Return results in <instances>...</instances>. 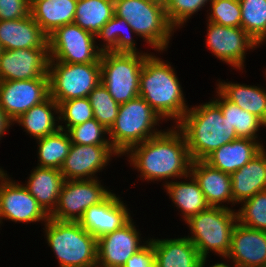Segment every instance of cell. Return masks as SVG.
I'll return each instance as SVG.
<instances>
[{"label": "cell", "instance_id": "obj_1", "mask_svg": "<svg viewBox=\"0 0 266 267\" xmlns=\"http://www.w3.org/2000/svg\"><path fill=\"white\" fill-rule=\"evenodd\" d=\"M163 131L150 139L131 147L129 161L147 180H162L190 175V158L186 139L181 130ZM180 131V132H179Z\"/></svg>", "mask_w": 266, "mask_h": 267}, {"label": "cell", "instance_id": "obj_2", "mask_svg": "<svg viewBox=\"0 0 266 267\" xmlns=\"http://www.w3.org/2000/svg\"><path fill=\"white\" fill-rule=\"evenodd\" d=\"M176 126L185 136L192 161L204 160L222 145L238 139L235 127L213 100L189 108Z\"/></svg>", "mask_w": 266, "mask_h": 267}, {"label": "cell", "instance_id": "obj_3", "mask_svg": "<svg viewBox=\"0 0 266 267\" xmlns=\"http://www.w3.org/2000/svg\"><path fill=\"white\" fill-rule=\"evenodd\" d=\"M139 96L163 119L173 118L176 123L189 109L171 65L152 54L145 58L141 68Z\"/></svg>", "mask_w": 266, "mask_h": 267}, {"label": "cell", "instance_id": "obj_4", "mask_svg": "<svg viewBox=\"0 0 266 267\" xmlns=\"http://www.w3.org/2000/svg\"><path fill=\"white\" fill-rule=\"evenodd\" d=\"M48 245L60 267H90L97 264V239L78 221L49 218L45 222Z\"/></svg>", "mask_w": 266, "mask_h": 267}, {"label": "cell", "instance_id": "obj_5", "mask_svg": "<svg viewBox=\"0 0 266 267\" xmlns=\"http://www.w3.org/2000/svg\"><path fill=\"white\" fill-rule=\"evenodd\" d=\"M160 119L162 117L140 96L121 104L118 116L108 130L112 148L118 155H124L131 147L161 133L162 130L154 128Z\"/></svg>", "mask_w": 266, "mask_h": 267}, {"label": "cell", "instance_id": "obj_6", "mask_svg": "<svg viewBox=\"0 0 266 267\" xmlns=\"http://www.w3.org/2000/svg\"><path fill=\"white\" fill-rule=\"evenodd\" d=\"M117 17L125 19L136 35L157 51L167 48L174 28L164 4L156 0H114Z\"/></svg>", "mask_w": 266, "mask_h": 267}, {"label": "cell", "instance_id": "obj_7", "mask_svg": "<svg viewBox=\"0 0 266 267\" xmlns=\"http://www.w3.org/2000/svg\"><path fill=\"white\" fill-rule=\"evenodd\" d=\"M193 234L187 238L193 243L201 257H208L209 250L226 257L231 246V236L237 223V213L231 208L209 206L188 218Z\"/></svg>", "mask_w": 266, "mask_h": 267}, {"label": "cell", "instance_id": "obj_8", "mask_svg": "<svg viewBox=\"0 0 266 267\" xmlns=\"http://www.w3.org/2000/svg\"><path fill=\"white\" fill-rule=\"evenodd\" d=\"M149 55L116 52L101 54V82L119 105L139 96L141 68Z\"/></svg>", "mask_w": 266, "mask_h": 267}, {"label": "cell", "instance_id": "obj_9", "mask_svg": "<svg viewBox=\"0 0 266 267\" xmlns=\"http://www.w3.org/2000/svg\"><path fill=\"white\" fill-rule=\"evenodd\" d=\"M50 96L60 104L75 98L88 97L101 82L100 63L71 64L49 61Z\"/></svg>", "mask_w": 266, "mask_h": 267}, {"label": "cell", "instance_id": "obj_10", "mask_svg": "<svg viewBox=\"0 0 266 267\" xmlns=\"http://www.w3.org/2000/svg\"><path fill=\"white\" fill-rule=\"evenodd\" d=\"M96 36L70 23L57 28L48 36L50 60L87 64L100 63L102 52L95 44Z\"/></svg>", "mask_w": 266, "mask_h": 267}, {"label": "cell", "instance_id": "obj_11", "mask_svg": "<svg viewBox=\"0 0 266 267\" xmlns=\"http://www.w3.org/2000/svg\"><path fill=\"white\" fill-rule=\"evenodd\" d=\"M112 192L99 180H65L57 207L50 218L60 221H79L90 206L103 202Z\"/></svg>", "mask_w": 266, "mask_h": 267}, {"label": "cell", "instance_id": "obj_12", "mask_svg": "<svg viewBox=\"0 0 266 267\" xmlns=\"http://www.w3.org/2000/svg\"><path fill=\"white\" fill-rule=\"evenodd\" d=\"M0 223L4 218L14 222H36L49 220L37 200L22 184L13 182L2 169L0 170Z\"/></svg>", "mask_w": 266, "mask_h": 267}, {"label": "cell", "instance_id": "obj_13", "mask_svg": "<svg viewBox=\"0 0 266 267\" xmlns=\"http://www.w3.org/2000/svg\"><path fill=\"white\" fill-rule=\"evenodd\" d=\"M49 96V77L0 81V107L12 123Z\"/></svg>", "mask_w": 266, "mask_h": 267}, {"label": "cell", "instance_id": "obj_14", "mask_svg": "<svg viewBox=\"0 0 266 267\" xmlns=\"http://www.w3.org/2000/svg\"><path fill=\"white\" fill-rule=\"evenodd\" d=\"M208 24L206 45L220 60L241 69L245 51L258 46L255 40L240 27H226L213 22Z\"/></svg>", "mask_w": 266, "mask_h": 267}, {"label": "cell", "instance_id": "obj_15", "mask_svg": "<svg viewBox=\"0 0 266 267\" xmlns=\"http://www.w3.org/2000/svg\"><path fill=\"white\" fill-rule=\"evenodd\" d=\"M49 48L3 50L0 55V81L49 77Z\"/></svg>", "mask_w": 266, "mask_h": 267}, {"label": "cell", "instance_id": "obj_16", "mask_svg": "<svg viewBox=\"0 0 266 267\" xmlns=\"http://www.w3.org/2000/svg\"><path fill=\"white\" fill-rule=\"evenodd\" d=\"M132 218L121 228L97 239V264L101 267H123L144 245Z\"/></svg>", "mask_w": 266, "mask_h": 267}, {"label": "cell", "instance_id": "obj_17", "mask_svg": "<svg viewBox=\"0 0 266 267\" xmlns=\"http://www.w3.org/2000/svg\"><path fill=\"white\" fill-rule=\"evenodd\" d=\"M112 154L119 156L111 145L71 144L60 172L65 180L95 179L93 176L108 164Z\"/></svg>", "mask_w": 266, "mask_h": 267}, {"label": "cell", "instance_id": "obj_18", "mask_svg": "<svg viewBox=\"0 0 266 267\" xmlns=\"http://www.w3.org/2000/svg\"><path fill=\"white\" fill-rule=\"evenodd\" d=\"M131 219L123 201L111 193L103 202L84 211L78 223L96 239L111 233Z\"/></svg>", "mask_w": 266, "mask_h": 267}, {"label": "cell", "instance_id": "obj_19", "mask_svg": "<svg viewBox=\"0 0 266 267\" xmlns=\"http://www.w3.org/2000/svg\"><path fill=\"white\" fill-rule=\"evenodd\" d=\"M225 258L233 260L234 267H266V231L237 222Z\"/></svg>", "mask_w": 266, "mask_h": 267}, {"label": "cell", "instance_id": "obj_20", "mask_svg": "<svg viewBox=\"0 0 266 267\" xmlns=\"http://www.w3.org/2000/svg\"><path fill=\"white\" fill-rule=\"evenodd\" d=\"M0 44L3 50L49 48L48 36L31 14L11 21L0 20Z\"/></svg>", "mask_w": 266, "mask_h": 267}, {"label": "cell", "instance_id": "obj_21", "mask_svg": "<svg viewBox=\"0 0 266 267\" xmlns=\"http://www.w3.org/2000/svg\"><path fill=\"white\" fill-rule=\"evenodd\" d=\"M190 175L198 182L209 206L221 207L226 201L233 204L230 174L197 160L191 163Z\"/></svg>", "mask_w": 266, "mask_h": 267}, {"label": "cell", "instance_id": "obj_22", "mask_svg": "<svg viewBox=\"0 0 266 267\" xmlns=\"http://www.w3.org/2000/svg\"><path fill=\"white\" fill-rule=\"evenodd\" d=\"M264 149L257 140L238 138L210 153L204 161L224 173L232 174L242 168Z\"/></svg>", "mask_w": 266, "mask_h": 267}, {"label": "cell", "instance_id": "obj_23", "mask_svg": "<svg viewBox=\"0 0 266 267\" xmlns=\"http://www.w3.org/2000/svg\"><path fill=\"white\" fill-rule=\"evenodd\" d=\"M233 204L266 190V152L263 149L242 168L231 174Z\"/></svg>", "mask_w": 266, "mask_h": 267}, {"label": "cell", "instance_id": "obj_24", "mask_svg": "<svg viewBox=\"0 0 266 267\" xmlns=\"http://www.w3.org/2000/svg\"><path fill=\"white\" fill-rule=\"evenodd\" d=\"M157 267H199L201 256L185 236L177 239H151Z\"/></svg>", "mask_w": 266, "mask_h": 267}, {"label": "cell", "instance_id": "obj_25", "mask_svg": "<svg viewBox=\"0 0 266 267\" xmlns=\"http://www.w3.org/2000/svg\"><path fill=\"white\" fill-rule=\"evenodd\" d=\"M64 182L59 169L37 166L30 174L25 187L50 216L57 207Z\"/></svg>", "mask_w": 266, "mask_h": 267}, {"label": "cell", "instance_id": "obj_26", "mask_svg": "<svg viewBox=\"0 0 266 267\" xmlns=\"http://www.w3.org/2000/svg\"><path fill=\"white\" fill-rule=\"evenodd\" d=\"M77 2L78 0H39L30 7V14L49 36L57 28L73 23Z\"/></svg>", "mask_w": 266, "mask_h": 267}, {"label": "cell", "instance_id": "obj_27", "mask_svg": "<svg viewBox=\"0 0 266 267\" xmlns=\"http://www.w3.org/2000/svg\"><path fill=\"white\" fill-rule=\"evenodd\" d=\"M52 111L59 113V104L49 96L45 101L34 105L14 121L23 125L30 136L39 139L55 133L60 128L59 125L56 126L55 121L57 120Z\"/></svg>", "mask_w": 266, "mask_h": 267}, {"label": "cell", "instance_id": "obj_28", "mask_svg": "<svg viewBox=\"0 0 266 267\" xmlns=\"http://www.w3.org/2000/svg\"><path fill=\"white\" fill-rule=\"evenodd\" d=\"M218 91L230 102L248 111L266 124V91L257 86L220 82Z\"/></svg>", "mask_w": 266, "mask_h": 267}, {"label": "cell", "instance_id": "obj_29", "mask_svg": "<svg viewBox=\"0 0 266 267\" xmlns=\"http://www.w3.org/2000/svg\"><path fill=\"white\" fill-rule=\"evenodd\" d=\"M188 177L191 179L190 182L171 181L166 182L164 186L173 203L184 214L185 221L209 207L198 182L193 176L189 175Z\"/></svg>", "mask_w": 266, "mask_h": 267}, {"label": "cell", "instance_id": "obj_30", "mask_svg": "<svg viewBox=\"0 0 266 267\" xmlns=\"http://www.w3.org/2000/svg\"><path fill=\"white\" fill-rule=\"evenodd\" d=\"M114 15V0H78L73 23L96 36Z\"/></svg>", "mask_w": 266, "mask_h": 267}, {"label": "cell", "instance_id": "obj_31", "mask_svg": "<svg viewBox=\"0 0 266 267\" xmlns=\"http://www.w3.org/2000/svg\"><path fill=\"white\" fill-rule=\"evenodd\" d=\"M217 93L219 98L213 101L221 108L223 116L231 126L235 127L237 137L256 140L258 138L256 132L260 126H266V124L256 115L227 100L219 91Z\"/></svg>", "mask_w": 266, "mask_h": 267}, {"label": "cell", "instance_id": "obj_32", "mask_svg": "<svg viewBox=\"0 0 266 267\" xmlns=\"http://www.w3.org/2000/svg\"><path fill=\"white\" fill-rule=\"evenodd\" d=\"M37 141L40 159L38 166L60 170L72 144L69 133L59 128L55 133L39 138Z\"/></svg>", "mask_w": 266, "mask_h": 267}, {"label": "cell", "instance_id": "obj_33", "mask_svg": "<svg viewBox=\"0 0 266 267\" xmlns=\"http://www.w3.org/2000/svg\"><path fill=\"white\" fill-rule=\"evenodd\" d=\"M123 26L125 28L128 27L127 29L128 31L130 30V33H134L125 19L114 15L96 34V37L98 36V38H102L106 42L104 45H101L103 46L100 48L102 53H139L135 47L134 40H132V36L121 33Z\"/></svg>", "mask_w": 266, "mask_h": 267}, {"label": "cell", "instance_id": "obj_34", "mask_svg": "<svg viewBox=\"0 0 266 267\" xmlns=\"http://www.w3.org/2000/svg\"><path fill=\"white\" fill-rule=\"evenodd\" d=\"M241 5V28L257 44L266 41V0H239Z\"/></svg>", "mask_w": 266, "mask_h": 267}, {"label": "cell", "instance_id": "obj_35", "mask_svg": "<svg viewBox=\"0 0 266 267\" xmlns=\"http://www.w3.org/2000/svg\"><path fill=\"white\" fill-rule=\"evenodd\" d=\"M88 98L93 110V117L109 130L118 116L120 105L113 99L102 82L90 92Z\"/></svg>", "mask_w": 266, "mask_h": 267}, {"label": "cell", "instance_id": "obj_36", "mask_svg": "<svg viewBox=\"0 0 266 267\" xmlns=\"http://www.w3.org/2000/svg\"><path fill=\"white\" fill-rule=\"evenodd\" d=\"M237 213V222L249 228L266 231V190L244 200Z\"/></svg>", "mask_w": 266, "mask_h": 267}, {"label": "cell", "instance_id": "obj_37", "mask_svg": "<svg viewBox=\"0 0 266 267\" xmlns=\"http://www.w3.org/2000/svg\"><path fill=\"white\" fill-rule=\"evenodd\" d=\"M59 121L64 120L66 128L59 125L60 129H67L93 119V110L88 97L75 98L59 104Z\"/></svg>", "mask_w": 266, "mask_h": 267}, {"label": "cell", "instance_id": "obj_38", "mask_svg": "<svg viewBox=\"0 0 266 267\" xmlns=\"http://www.w3.org/2000/svg\"><path fill=\"white\" fill-rule=\"evenodd\" d=\"M72 144L77 145H111L109 139L103 138L108 129L95 118L71 127L68 131Z\"/></svg>", "mask_w": 266, "mask_h": 267}, {"label": "cell", "instance_id": "obj_39", "mask_svg": "<svg viewBox=\"0 0 266 267\" xmlns=\"http://www.w3.org/2000/svg\"><path fill=\"white\" fill-rule=\"evenodd\" d=\"M209 22L226 27L241 28V5L239 0H211Z\"/></svg>", "mask_w": 266, "mask_h": 267}, {"label": "cell", "instance_id": "obj_40", "mask_svg": "<svg viewBox=\"0 0 266 267\" xmlns=\"http://www.w3.org/2000/svg\"><path fill=\"white\" fill-rule=\"evenodd\" d=\"M208 1L211 0H166L164 7L167 19L173 28L179 27Z\"/></svg>", "mask_w": 266, "mask_h": 267}, {"label": "cell", "instance_id": "obj_41", "mask_svg": "<svg viewBox=\"0 0 266 267\" xmlns=\"http://www.w3.org/2000/svg\"><path fill=\"white\" fill-rule=\"evenodd\" d=\"M30 14L28 0H0V20L11 21Z\"/></svg>", "mask_w": 266, "mask_h": 267}, {"label": "cell", "instance_id": "obj_42", "mask_svg": "<svg viewBox=\"0 0 266 267\" xmlns=\"http://www.w3.org/2000/svg\"><path fill=\"white\" fill-rule=\"evenodd\" d=\"M123 267H157L151 240L146 241V245L134 253Z\"/></svg>", "mask_w": 266, "mask_h": 267}, {"label": "cell", "instance_id": "obj_43", "mask_svg": "<svg viewBox=\"0 0 266 267\" xmlns=\"http://www.w3.org/2000/svg\"><path fill=\"white\" fill-rule=\"evenodd\" d=\"M12 121L6 116L3 109L0 107V139L5 134L7 129H9Z\"/></svg>", "mask_w": 266, "mask_h": 267}, {"label": "cell", "instance_id": "obj_44", "mask_svg": "<svg viewBox=\"0 0 266 267\" xmlns=\"http://www.w3.org/2000/svg\"><path fill=\"white\" fill-rule=\"evenodd\" d=\"M205 262H206V257H202L201 260H200V264H199V267H204L205 266ZM210 267H231L230 265L228 266L227 264L225 263H216Z\"/></svg>", "mask_w": 266, "mask_h": 267}, {"label": "cell", "instance_id": "obj_45", "mask_svg": "<svg viewBox=\"0 0 266 267\" xmlns=\"http://www.w3.org/2000/svg\"><path fill=\"white\" fill-rule=\"evenodd\" d=\"M36 1H39V0H28L29 6L31 7Z\"/></svg>", "mask_w": 266, "mask_h": 267}, {"label": "cell", "instance_id": "obj_46", "mask_svg": "<svg viewBox=\"0 0 266 267\" xmlns=\"http://www.w3.org/2000/svg\"><path fill=\"white\" fill-rule=\"evenodd\" d=\"M156 1H159L164 4L166 0H156Z\"/></svg>", "mask_w": 266, "mask_h": 267}, {"label": "cell", "instance_id": "obj_47", "mask_svg": "<svg viewBox=\"0 0 266 267\" xmlns=\"http://www.w3.org/2000/svg\"><path fill=\"white\" fill-rule=\"evenodd\" d=\"M90 267H101V266H99L98 264H95V265L90 266Z\"/></svg>", "mask_w": 266, "mask_h": 267}, {"label": "cell", "instance_id": "obj_48", "mask_svg": "<svg viewBox=\"0 0 266 267\" xmlns=\"http://www.w3.org/2000/svg\"><path fill=\"white\" fill-rule=\"evenodd\" d=\"M2 51H3V49H2L1 44H0V55H1Z\"/></svg>", "mask_w": 266, "mask_h": 267}]
</instances>
